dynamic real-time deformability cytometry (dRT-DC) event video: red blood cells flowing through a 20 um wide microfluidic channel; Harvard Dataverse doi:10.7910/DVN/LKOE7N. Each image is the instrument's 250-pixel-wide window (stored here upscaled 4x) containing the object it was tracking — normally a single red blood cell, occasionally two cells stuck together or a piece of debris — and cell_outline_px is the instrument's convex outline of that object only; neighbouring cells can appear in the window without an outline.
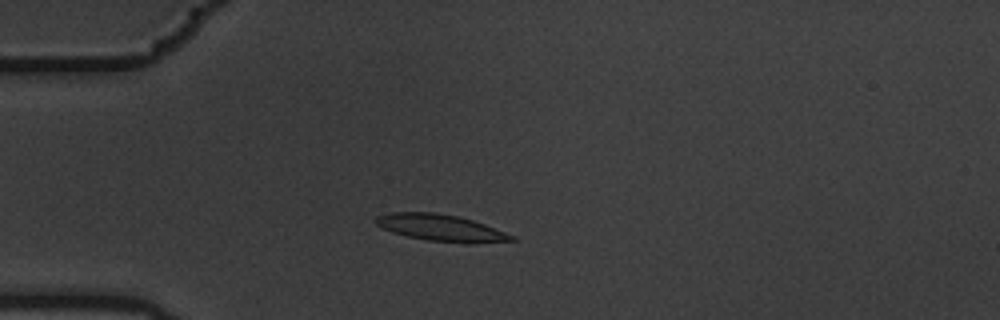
{"species": "common noctule bat (a hibernating species)", "species_latin": "Nyctalus noctula", "temperature_condition": "warm", "stored_images_in_passage": 5, "camera_frame_rate_fps": 3000, "um_per_image_px": 0.085, "animal": {"sex": "male", "body_mass_g": 19.5, "forearm_length_mm": 54.6}, "frame": {"image": 1, "passage_image": 3, "time_ms": 0.667, "image_size_px": [1000, 320], "cell_outline_px": [[516, 240], [428, 240], [408, 236], [392, 232], [380, 228], [376, 224], [376, 216], [392, 212], [436, 212], [456, 216], [472, 220], [484, 224], [516, 236]], "centroid_in_image_um": [37.32, 19.29], "position_along_channel_um": 47.7, "area_um2": 19.83}}
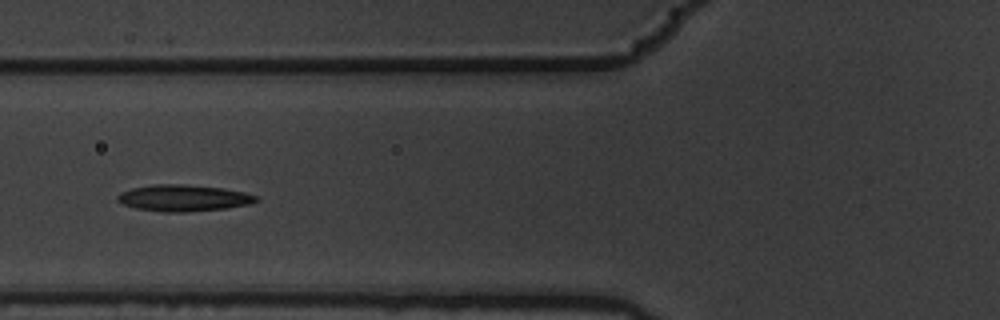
{"frame": {"image": 2, "passage_image": 5, "time_ms": 1.333, "image_size_px": [1000, 320], "cell_outline_px": [[260, 200], [248, 204], [228, 208], [184, 212], [160, 212], [136, 208], [124, 204], [116, 200], [116, 196], [120, 192], [132, 188], [152, 184], [184, 184], [224, 188], [244, 192], [260, 196]], "centroid_in_image_um": [15.61, 16.82], "position_along_channel_um": 110.2, "area_um2": 21.62}}